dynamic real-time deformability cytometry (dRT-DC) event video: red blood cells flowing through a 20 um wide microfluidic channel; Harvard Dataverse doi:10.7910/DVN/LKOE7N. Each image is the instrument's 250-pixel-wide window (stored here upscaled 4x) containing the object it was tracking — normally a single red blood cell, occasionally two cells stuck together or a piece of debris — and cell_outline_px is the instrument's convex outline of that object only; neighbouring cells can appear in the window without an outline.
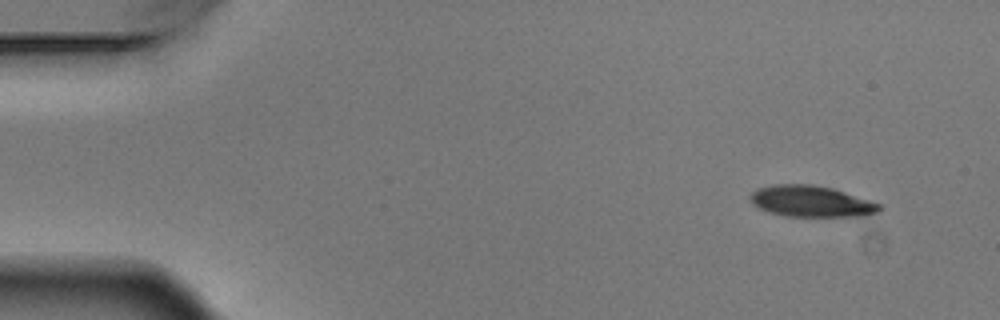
{"species": "Egyptian fruit bat (a non-hibernating species)", "species_latin": "Rousettus aegyptiacus", "temperature_condition": "warm", "stored_images_in_passage": 4, "camera_frame_rate_fps": 3000, "um_per_image_px": 0.085, "animal": {"sex": "male"}, "frame": {"image": 1, "passage_image": 1, "time_ms": 0.0, "image_size_px": [1000, 320], "cell_outline_px": [[880, 208], [876, 212], [864, 216], [788, 216], [768, 212], [752, 204], [752, 192], [760, 188], [772, 184], [812, 184], [832, 188], [880, 204]], "centroid_in_image_um": [68.93, 17.11], "position_along_channel_um": 16.1, "area_um2": 23.06}}
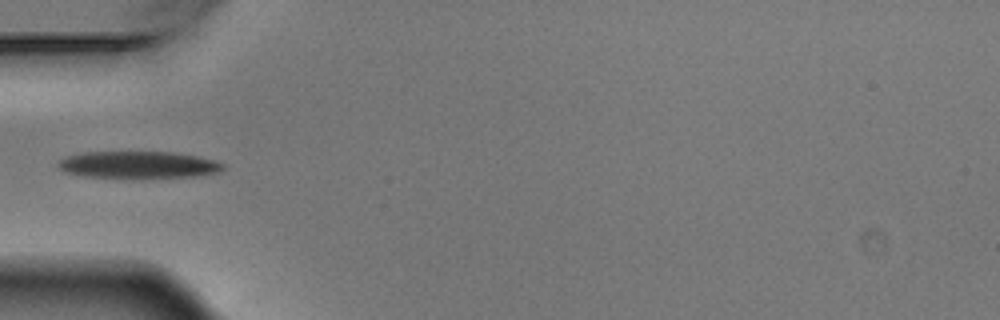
{"frame": {"image": 2, "passage_image": 4, "time_ms": 1.0, "image_size_px": [1000, 320], "cell_outline_px": [[224, 168], [220, 172], [196, 176], [140, 180], [132, 180], [84, 176], [64, 172], [56, 164], [60, 160], [68, 156], [84, 152], [172, 152], [196, 156], [216, 160], [224, 164]], "centroid_in_image_um": [11.77, 14.05], "position_along_channel_um": 73.2, "area_um2": 26.93}}